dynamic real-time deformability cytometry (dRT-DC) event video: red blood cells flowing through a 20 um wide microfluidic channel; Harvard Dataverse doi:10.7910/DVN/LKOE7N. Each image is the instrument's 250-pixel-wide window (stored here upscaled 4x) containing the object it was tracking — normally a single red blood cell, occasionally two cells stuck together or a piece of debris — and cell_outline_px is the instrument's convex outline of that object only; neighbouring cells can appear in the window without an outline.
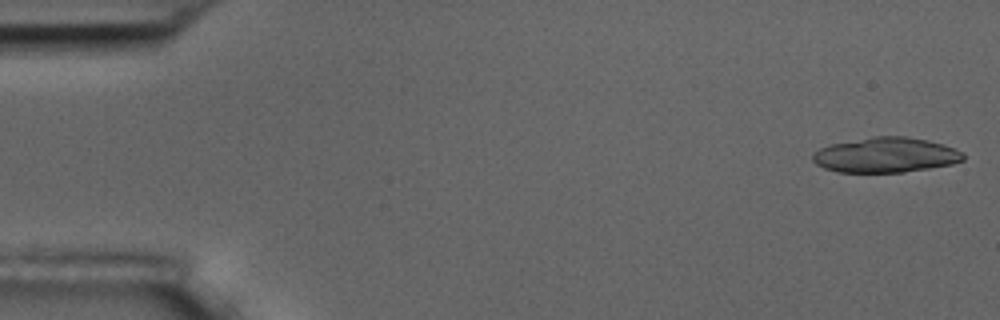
{"species": "common noctule bat (a hibernating species)", "species_latin": "Nyctalus noctula", "temperature_condition": "room temperature", "stored_images_in_passage": 5, "camera_frame_rate_fps": 3000, "um_per_image_px": 0.085, "animal": {"sex": "male", "body_mass_g": 17.5, "forearm_length_mm": 52.3}, "frame": {"image": 1, "passage_image": 1, "time_ms": 0.0, "image_size_px": [1000, 320], "cell_outline_px": [[964, 160], [952, 164], [904, 172], [836, 172], [824, 168], [816, 164], [812, 160], [812, 152], [820, 148], [832, 144], [872, 136], [908, 136], [928, 140], [944, 144], [964, 152]], "centroid_in_image_um": [75.29, 13.17], "position_along_channel_um": 9.7, "area_um2": 30.92}}
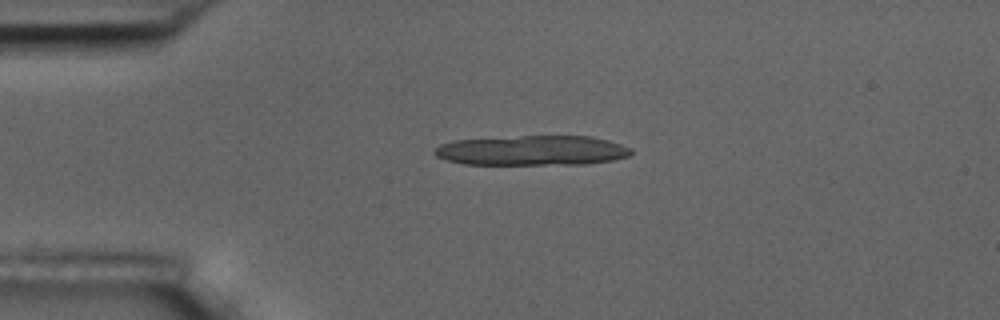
{"frame": {"image": 2, "passage_image": 4, "time_ms": 3.667, "image_size_px": [1000, 320], "cell_outline_px": [[632, 152], [628, 156], [612, 160], [584, 164], [464, 164], [448, 160], [436, 156], [432, 152], [440, 144], [452, 140], [520, 136], [592, 136], [608, 140], [632, 148]], "centroid_in_image_um": [45.23, 12.78], "position_along_channel_um": 39.8, "area_um2": 34.22}}